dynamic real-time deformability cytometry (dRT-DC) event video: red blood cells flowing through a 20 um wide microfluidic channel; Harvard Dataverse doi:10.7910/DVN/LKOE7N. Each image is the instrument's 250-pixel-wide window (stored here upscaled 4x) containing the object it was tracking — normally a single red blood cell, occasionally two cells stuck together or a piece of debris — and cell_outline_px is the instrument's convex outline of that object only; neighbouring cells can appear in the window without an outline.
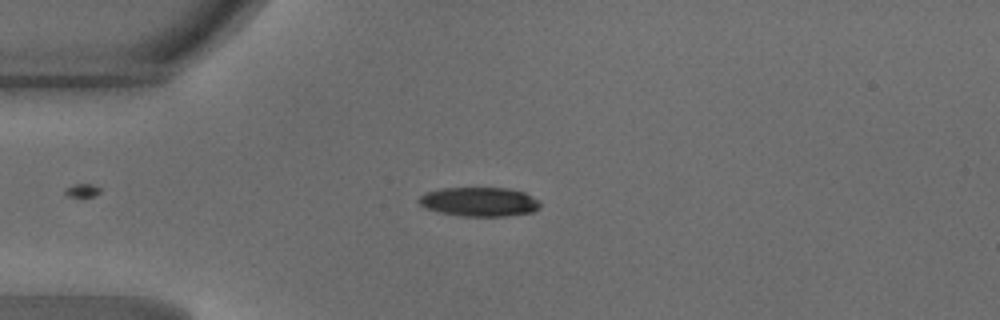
{"species": "common noctule bat (a hibernating species)", "species_latin": "Nyctalus noctula", "temperature_condition": "warm", "stored_images_in_passage": 19, "camera_frame_rate_fps": 3000, "um_per_image_px": 0.085, "animal": {"sex": "male", "body_mass_g": 18.8}, "frame": {"image": 1, "passage_image": 4, "time_ms": 1.0, "image_size_px": [1000, 320], "cell_outline_px": [[540, 208], [532, 212], [508, 216], [464, 216], [440, 212], [428, 208], [420, 204], [416, 200], [424, 192], [444, 188], [508, 188], [524, 192], [532, 196], [540, 204]], "centroid_in_image_um": [40.74, 17.15], "position_along_channel_um": 44.3, "area_um2": 20.52}}
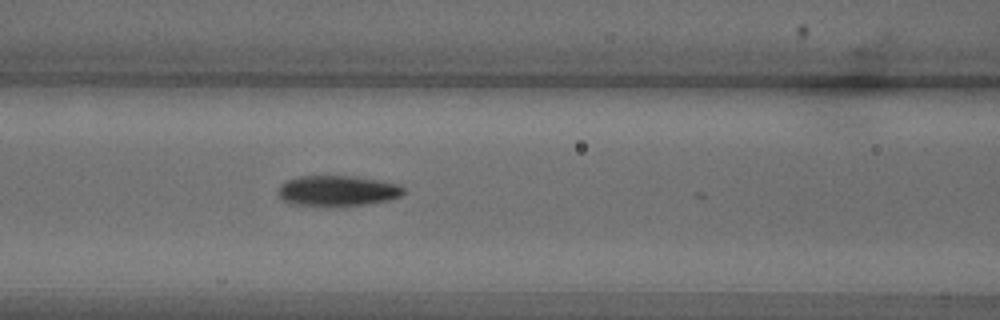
{"frame": {"image": 2, "passage_image": 12, "time_ms": 3.667, "image_size_px": [1000, 320], "cell_outline_px": [[404, 192], [400, 196], [388, 200], [368, 204], [296, 204], [284, 200], [280, 196], [280, 184], [288, 180], [300, 176], [356, 176], [400, 184], [404, 188]], "centroid_in_image_um": [28.76, 16.18], "position_along_channel_um": 137.8, "area_um2": 21.56}}
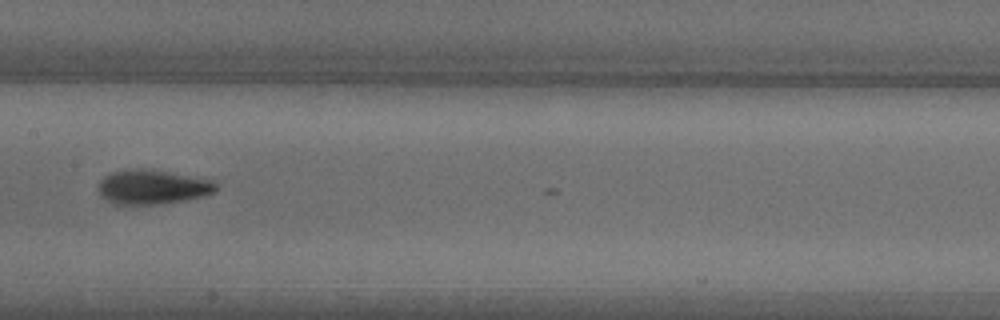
{"frame": {"image": 3, "passage_image": 16, "time_ms": 5.0, "image_size_px": [1000, 320], "cell_outline_px": [[216, 188], [212, 192], [200, 196], [184, 200], [156, 204], [112, 204], [100, 196], [96, 188], [100, 180], [104, 176], [112, 172], [128, 168], [140, 168], [212, 180], [216, 184]], "centroid_in_image_um": [12.83, 15.9], "position_along_channel_um": 194.6, "area_um2": 23.29}}